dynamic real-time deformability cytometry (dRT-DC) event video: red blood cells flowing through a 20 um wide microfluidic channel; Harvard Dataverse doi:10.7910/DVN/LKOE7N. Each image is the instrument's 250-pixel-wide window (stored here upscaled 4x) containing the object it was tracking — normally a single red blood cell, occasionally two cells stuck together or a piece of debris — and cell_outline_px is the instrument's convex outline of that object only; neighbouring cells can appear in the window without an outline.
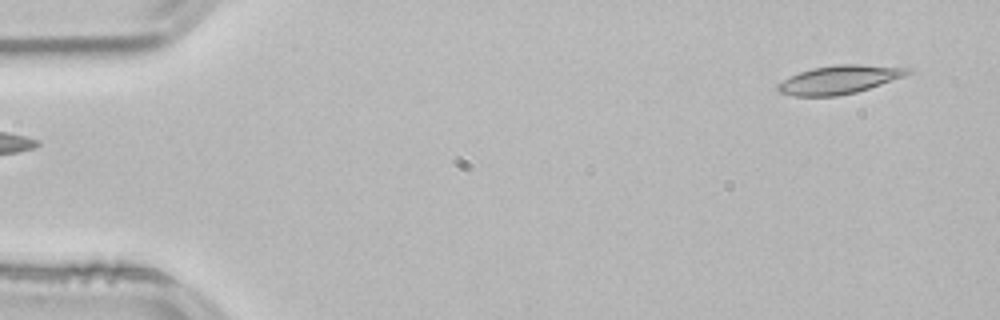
{"species": "common noctule bat (a hibernating species)", "species_latin": "Nyctalus noctula", "temperature_condition": "room temperature", "stored_images_in_passage": 50, "camera_frame_rate_fps": 3000, "um_per_image_px": 0.085, "animal": {"sex": "male", "body_mass_g": 21.5, "forearm_length_mm": 52.0}, "frame": {"image": 1, "passage_image": 1, "time_ms": 0.0, "image_size_px": [1000, 320], "cell_outline_px": [[912, 72], [904, 76], [856, 92], [836, 96], [796, 96], [780, 92], [776, 88], [776, 84], [800, 72], [812, 68], [836, 64], [856, 64], [908, 68]], "centroid_in_image_um": [71.3, 6.77], "position_along_channel_um": 13.7, "area_um2": 21.1}}
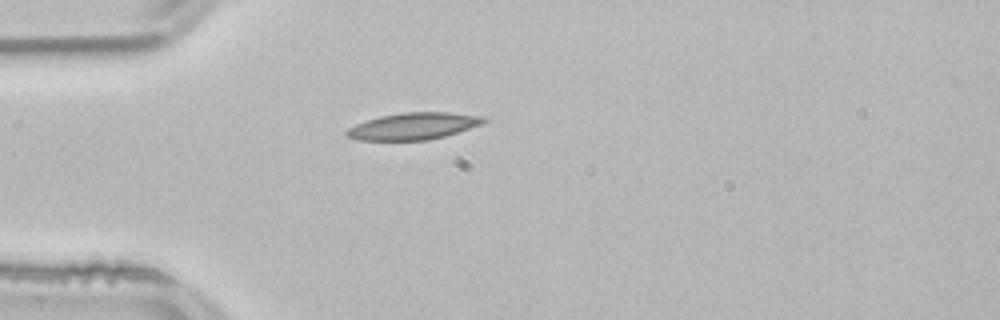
{"frame": {"image": 2, "passage_image": 12, "time_ms": 3.667, "image_size_px": [1000, 320], "cell_outline_px": [[488, 120], [480, 124], [444, 136], [428, 140], [356, 140], [348, 136], [344, 132], [348, 128], [356, 124], [380, 116], [404, 112], [448, 112], [484, 116]], "centroid_in_image_um": [35.12, 10.71], "position_along_channel_um": 49.9, "area_um2": 21.21}}
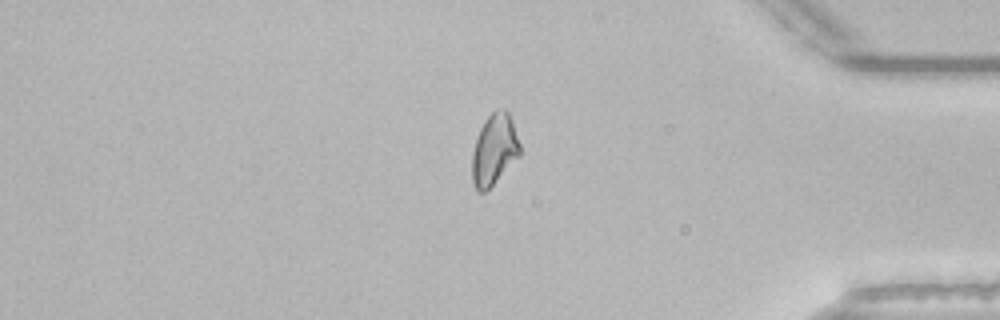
{"frame": {"image": 3, "passage_image": 42, "time_ms": 13.667, "image_size_px": [1000, 320], "cell_outline_px": [[520, 156], [484, 192], [476, 192], [472, 184], [472, 152], [480, 128], [484, 120], [496, 108], [504, 108], [508, 112], [512, 120], [520, 144]], "centroid_in_image_um": [42.0, 12.7], "position_along_channel_um": 393.2, "area_um2": 19.83}, "authors_computed_cell_mechanics": {"area_um2": 19.652, "velocity_mm_per_s": 3.8216, "shape_relaxation_time_tau1_ms": 7.2642, "shape_relaxation_time_tau2_ms": 4.3228, "deformation_change_tau1": 0.183, "deformation_change_tau2": 0.1115}}